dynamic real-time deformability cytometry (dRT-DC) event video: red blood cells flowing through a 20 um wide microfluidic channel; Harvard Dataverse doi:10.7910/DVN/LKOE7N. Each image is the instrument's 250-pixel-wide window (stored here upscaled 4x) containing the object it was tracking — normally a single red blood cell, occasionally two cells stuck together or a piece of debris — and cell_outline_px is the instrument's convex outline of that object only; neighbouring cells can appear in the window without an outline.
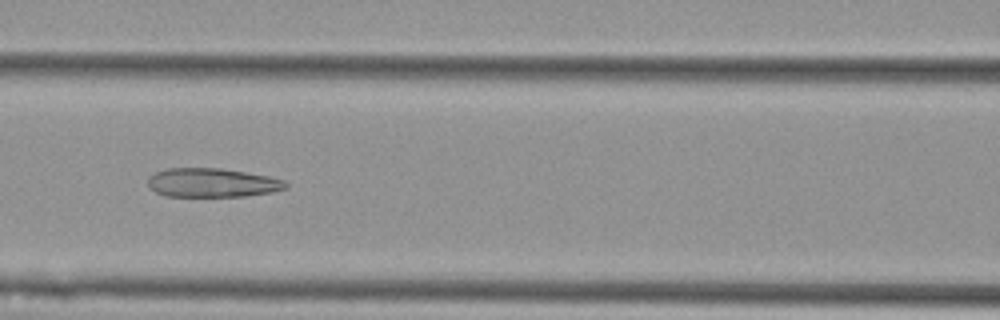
{"species": "Egyptian fruit bat (a non-hibernating species)", "species_latin": "Rousettus aegyptiacus", "temperature_condition": "cold", "stored_images_in_passage": 54, "camera_frame_rate_fps": 3000, "um_per_image_px": 0.085, "animal": {"sex": "female"}, "frame": {"image": 1, "passage_image": 23, "time_ms": 7.333, "image_size_px": [1000, 320], "cell_outline_px": [[288, 188], [272, 192], [244, 196], [164, 196], [156, 192], [148, 184], [148, 176], [156, 172], [168, 168], [220, 168], [268, 176], [284, 180], [288, 184]], "centroid_in_image_um": [18.04, 15.53], "position_along_channel_um": 148.6, "area_um2": 23.18}}
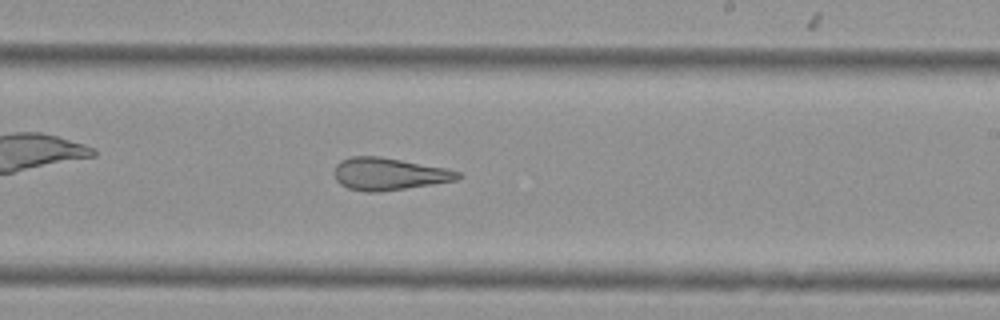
{"frame": {"image": 2, "passage_image": 32, "time_ms": 10.333, "image_size_px": [1000, 320], "cell_outline_px": [[464, 176], [456, 180], [432, 184], [380, 192], [364, 192], [348, 188], [340, 184], [336, 180], [332, 172], [336, 164], [340, 160], [352, 156], [380, 156], [448, 168], [460, 172]], "centroid_in_image_um": [33.04, 14.78], "position_along_channel_um": 256.0, "area_um2": 23.58}}
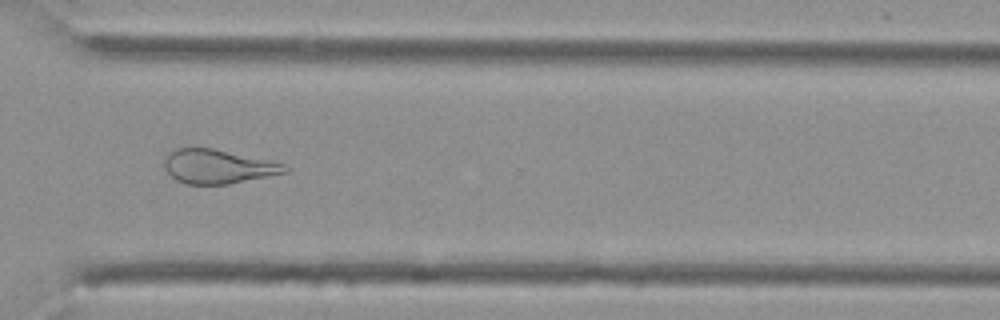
{"frame": {"image": 3, "passage_image": 40, "time_ms": 13.0, "image_size_px": [1000, 320], "cell_outline_px": [[288, 172], [228, 184], [188, 184], [176, 180], [168, 172], [164, 164], [164, 156], [168, 152], [176, 148], [212, 148], [284, 164], [288, 168]], "centroid_in_image_um": [18.47, 14.15], "position_along_channel_um": 352.1, "area_um2": 23.58}, "authors_computed_cell_mechanics": {"area_um2": 28.2642, "velocity_mm_per_s": 3.5953, "shape_relaxation_time_tau1_ms": null, "shape_relaxation_time_tau2_ms": 3.5144, "deformation_change_tau1": null, "deformation_change_tau2": 0.1528}}